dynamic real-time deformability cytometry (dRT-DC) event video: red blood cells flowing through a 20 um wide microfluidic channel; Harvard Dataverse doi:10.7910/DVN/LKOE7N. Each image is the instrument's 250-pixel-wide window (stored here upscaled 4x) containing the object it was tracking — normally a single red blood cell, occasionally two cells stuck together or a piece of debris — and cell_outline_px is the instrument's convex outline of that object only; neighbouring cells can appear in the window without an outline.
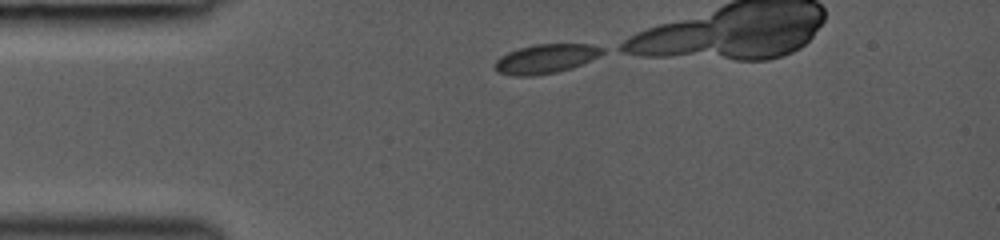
{"species": "common noctule bat (a hibernating species)", "species_latin": "Nyctalus noctula", "temperature_condition": "room temperature", "stored_images_in_passage": 15, "camera_frame_rate_fps": 3000, "um_per_image_px": 0.085, "animal": {"sex": "female", "body_mass_g": 19.0, "forearm_length_mm": 53.3}, "frame": {"image": 1, "passage_image": 1, "time_ms": 0.0, "image_size_px": [1000, 240], "cell_outline_px": [[604, 52], [572, 68], [556, 72], [532, 76], [512, 76], [496, 72], [492, 64], [500, 56], [508, 52], [520, 48], [536, 44], [592, 44], [604, 48]], "centroid_in_image_um": [46.31, 5.0], "position_along_channel_um": 38.7, "area_um2": 18.26}}